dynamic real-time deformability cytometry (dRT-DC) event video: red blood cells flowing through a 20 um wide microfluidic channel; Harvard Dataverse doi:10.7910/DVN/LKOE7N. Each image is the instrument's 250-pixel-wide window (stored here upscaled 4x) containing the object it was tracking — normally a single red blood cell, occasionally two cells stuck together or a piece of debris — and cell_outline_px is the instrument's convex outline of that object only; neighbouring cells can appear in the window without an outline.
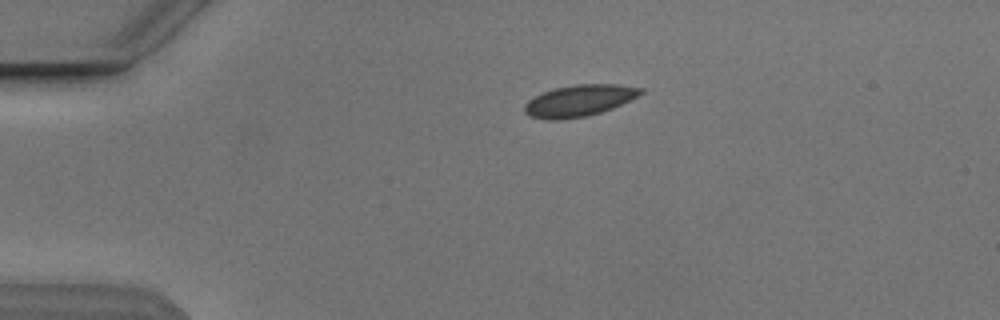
{"species": "Egyptian fruit bat (a non-hibernating species)", "species_latin": "Rousettus aegyptiacus", "temperature_condition": "cold", "stored_images_in_passage": 43, "camera_frame_rate_fps": 3000, "um_per_image_px": 0.085, "animal": {"sex": "male"}, "frame": {"image": 1, "passage_image": 1, "time_ms": 0.0, "image_size_px": [1000, 320], "cell_outline_px": [[644, 92], [612, 108], [600, 112], [584, 116], [560, 120], [544, 120], [528, 116], [524, 112], [524, 104], [528, 100], [544, 92], [556, 88], [576, 84], [616, 84], [644, 88]], "centroid_in_image_um": [49.19, 8.56], "position_along_channel_um": 35.8, "area_um2": 21.15}}
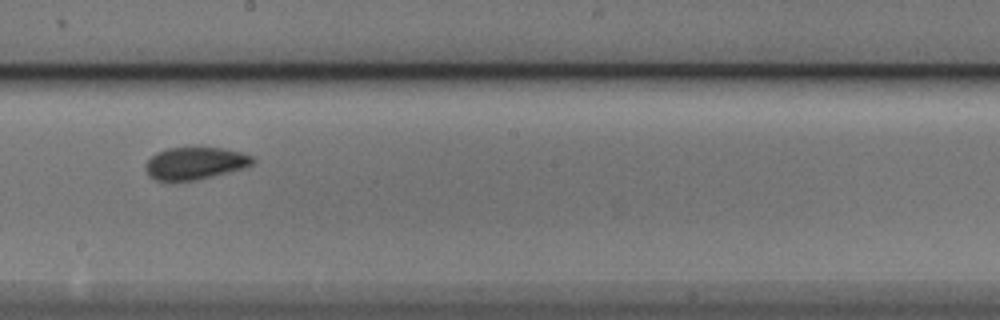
{"frame": {"image": 2, "passage_image": 20, "time_ms": 6.333, "image_size_px": [1000, 320], "cell_outline_px": [[256, 160], [252, 164], [228, 172], [192, 180], [156, 180], [148, 176], [144, 168], [144, 164], [156, 152], [168, 148], [220, 148], [240, 152], [252, 156]], "centroid_in_image_um": [16.52, 13.87], "position_along_channel_um": 231.7, "area_um2": 19.77}}
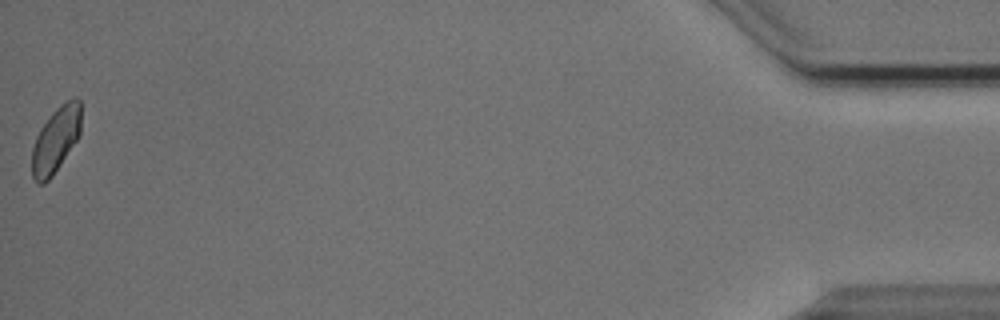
{"frame": {"image": 3, "passage_image": 43, "time_ms": 14.0, "image_size_px": [1000, 320], "cell_outline_px": [[80, 136], [52, 176], [44, 184], [36, 184], [32, 176], [32, 148], [36, 136], [40, 128], [52, 112], [60, 104], [72, 96], [76, 96], [80, 100]], "centroid_in_image_um": [4.74, 11.87], "position_along_channel_um": 430.5, "area_um2": 18.96}, "authors_computed_cell_mechanics": {"area_um2": 19.941, "velocity_mm_per_s": 3.82, "shape_relaxation_time_tau1_ms": 3.5023, "shape_relaxation_time_tau2_ms": 1.4792, "deformation_change_tau1": 0.0809, "deformation_change_tau2": 0.0394}}